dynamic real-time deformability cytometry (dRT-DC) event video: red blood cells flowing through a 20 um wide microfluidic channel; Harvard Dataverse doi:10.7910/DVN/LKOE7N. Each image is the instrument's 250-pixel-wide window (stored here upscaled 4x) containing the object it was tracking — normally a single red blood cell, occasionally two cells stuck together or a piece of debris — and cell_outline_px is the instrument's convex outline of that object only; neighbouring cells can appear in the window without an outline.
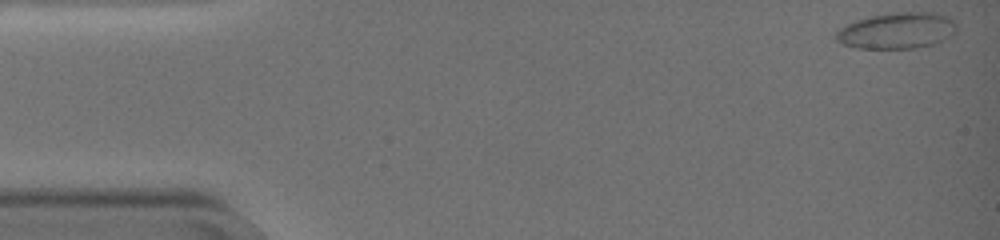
{"species": "common noctule bat (a hibernating species)", "species_latin": "Nyctalus noctula", "temperature_condition": "warm", "stored_images_in_passage": 13, "camera_frame_rate_fps": 3000, "um_per_image_px": 0.085, "animal": {"sex": "female", "body_mass_g": 19.0, "forearm_length_mm": 51.5}, "frame": {"image": 1, "passage_image": 1, "time_ms": 0.0, "image_size_px": [1000, 240], "cell_outline_px": [[956, 32], [932, 44], [916, 48], [856, 48], [844, 44], [836, 40], [836, 32], [840, 28], [856, 20], [872, 16], [892, 12], [932, 12], [948, 16], [956, 24]], "centroid_in_image_um": [76.24, 2.59], "position_along_channel_um": 8.8, "area_um2": 25.14}}
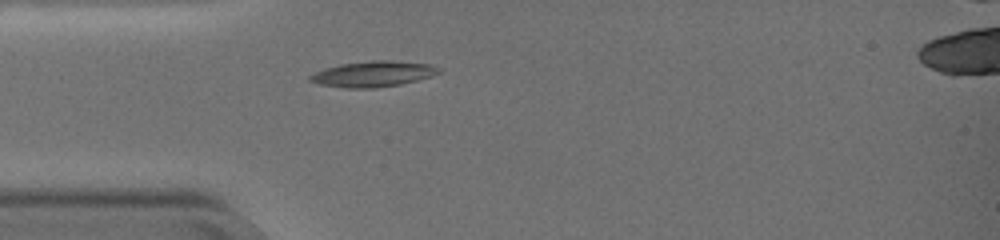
{"frame": {"image": 2, "passage_image": 13, "time_ms": 4.0, "image_size_px": [1000, 240], "cell_outline_px": [[444, 72], [432, 76], [400, 84], [376, 88], [344, 88], [320, 84], [308, 80], [308, 76], [324, 68], [340, 64], [372, 60], [388, 60], [432, 64], [440, 68]], "centroid_in_image_um": [31.74, 6.28], "position_along_channel_um": 53.3, "area_um2": 19.42}}